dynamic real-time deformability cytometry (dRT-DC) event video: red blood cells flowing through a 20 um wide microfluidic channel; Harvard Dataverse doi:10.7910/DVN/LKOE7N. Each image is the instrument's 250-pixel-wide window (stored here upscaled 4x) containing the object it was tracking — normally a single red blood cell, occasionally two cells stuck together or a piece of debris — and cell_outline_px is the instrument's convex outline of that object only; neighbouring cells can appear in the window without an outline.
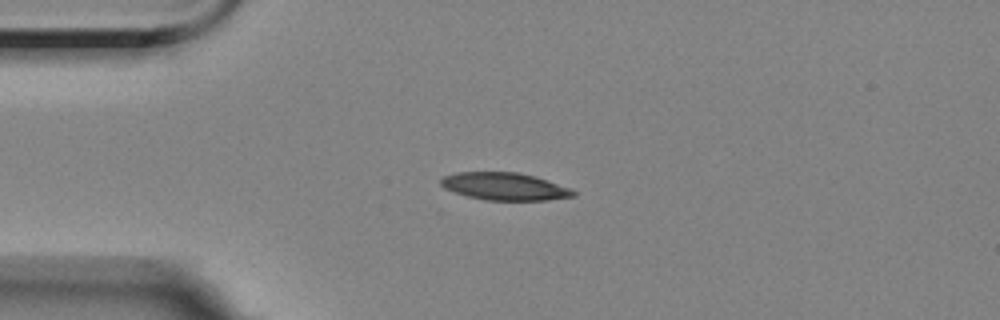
{"species": "Egyptian fruit bat (a non-hibernating species)", "species_latin": "Rousettus aegyptiacus", "temperature_condition": "room temperature", "stored_images_in_passage": 5, "camera_frame_rate_fps": 3000, "um_per_image_px": 0.085, "animal": {"sex": "female"}, "frame": {"image": 1, "passage_image": 2, "time_ms": 2.0, "image_size_px": [1000, 320], "cell_outline_px": [[576, 196], [548, 200], [484, 200], [468, 196], [444, 188], [440, 184], [440, 180], [444, 176], [456, 172], [516, 172], [536, 176], [568, 188], [576, 192]], "centroid_in_image_um": [42.88, 15.84], "position_along_channel_um": 42.1, "area_um2": 21.1}}
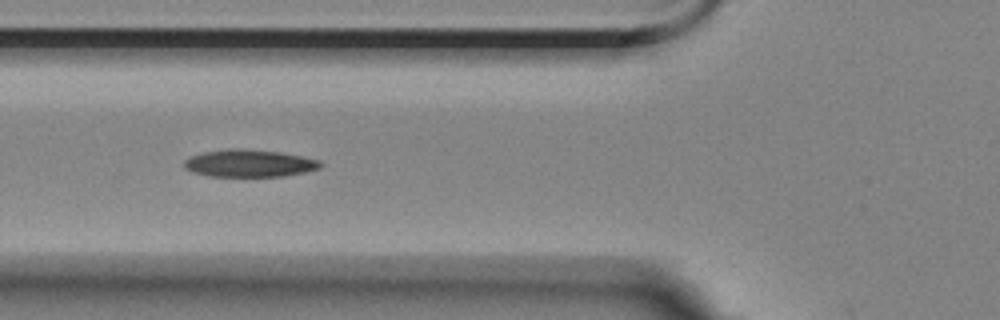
{"frame": {"image": 2, "passage_image": 4, "time_ms": 4.333, "image_size_px": [1000, 320], "cell_outline_px": [[324, 164], [320, 168], [304, 172], [284, 176], [212, 176], [192, 172], [184, 168], [184, 160], [192, 156], [204, 152], [228, 148], [240, 148], [280, 152], [320, 160]], "centroid_in_image_um": [21.2, 13.87], "position_along_channel_um": 104.6, "area_um2": 21.68}}
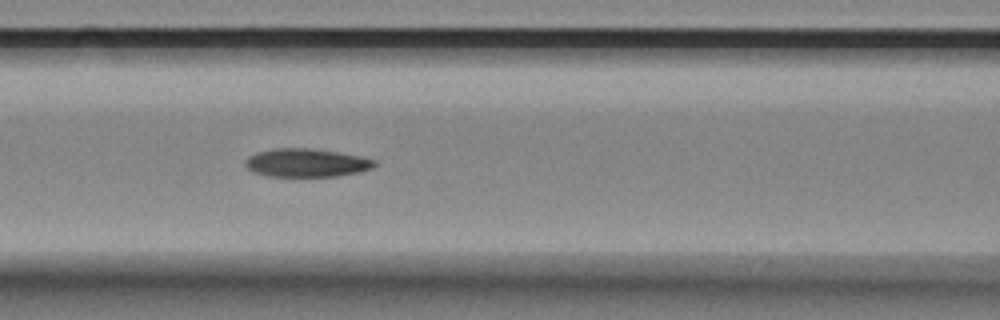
{"frame": {"image": 3, "passage_image": 5, "time_ms": 5.333, "image_size_px": [1000, 320], "cell_outline_px": [[376, 164], [372, 168], [360, 172], [336, 176], [268, 176], [252, 172], [244, 164], [244, 160], [248, 156], [256, 152], [272, 148], [308, 148], [336, 152], [360, 156], [376, 160]], "centroid_in_image_um": [26.01, 13.83], "position_along_channel_um": 140.6, "area_um2": 21.39}}